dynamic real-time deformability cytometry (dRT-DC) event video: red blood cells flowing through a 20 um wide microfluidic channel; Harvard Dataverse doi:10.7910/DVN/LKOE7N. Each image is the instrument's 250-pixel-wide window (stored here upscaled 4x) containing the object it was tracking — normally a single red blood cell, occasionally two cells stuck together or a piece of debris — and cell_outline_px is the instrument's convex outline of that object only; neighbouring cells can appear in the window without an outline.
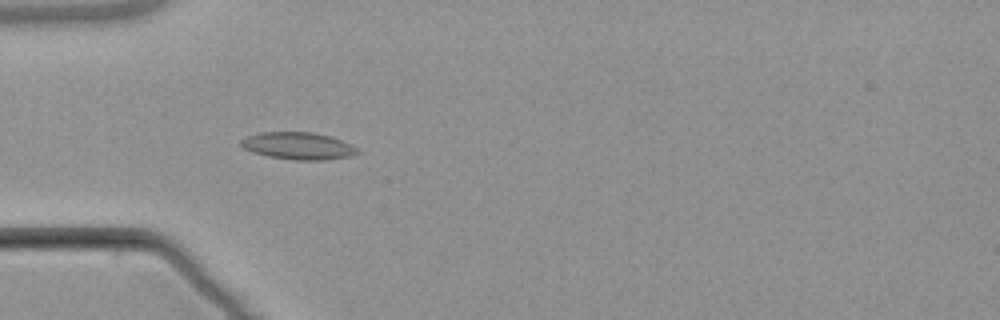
{"species": "common noctule bat (a hibernating species)", "species_latin": "Nyctalus noctula", "temperature_condition": "warm", "stored_images_in_passage": 6, "camera_frame_rate_fps": 3000, "um_per_image_px": 0.085, "animal": {"sex": "male", "body_mass_g": 21.5, "forearm_length_mm": 52.0}, "frame": {"image": 1, "passage_image": 3, "time_ms": 2.333, "image_size_px": [1000, 320], "cell_outline_px": [[360, 152], [352, 156], [324, 160], [292, 160], [268, 156], [252, 152], [236, 144], [240, 140], [248, 136], [260, 132], [312, 132], [332, 136], [356, 148]], "centroid_in_image_um": [25.3, 12.4], "position_along_channel_um": 59.7, "area_um2": 18.55}}
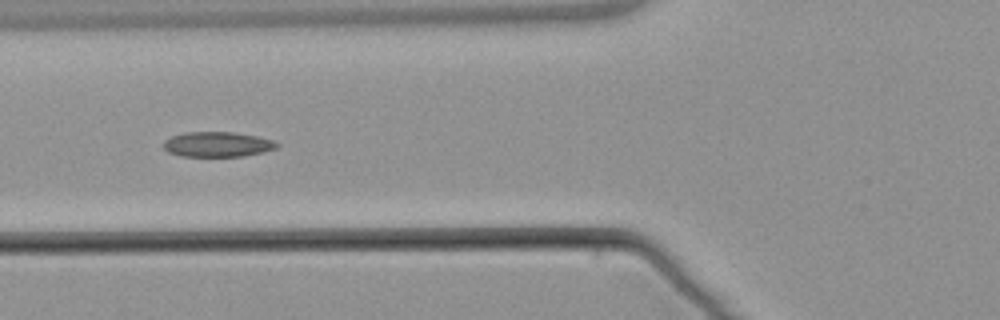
{"frame": {"image": 2, "passage_image": 4, "time_ms": 3.667, "image_size_px": [1000, 320], "cell_outline_px": [[280, 144], [276, 148], [244, 156], [180, 156], [168, 152], [164, 148], [164, 140], [172, 136], [184, 132], [232, 132], [256, 136], [272, 140]], "centroid_in_image_um": [18.45, 12.26], "position_along_channel_um": 107.4, "area_um2": 16.42}}